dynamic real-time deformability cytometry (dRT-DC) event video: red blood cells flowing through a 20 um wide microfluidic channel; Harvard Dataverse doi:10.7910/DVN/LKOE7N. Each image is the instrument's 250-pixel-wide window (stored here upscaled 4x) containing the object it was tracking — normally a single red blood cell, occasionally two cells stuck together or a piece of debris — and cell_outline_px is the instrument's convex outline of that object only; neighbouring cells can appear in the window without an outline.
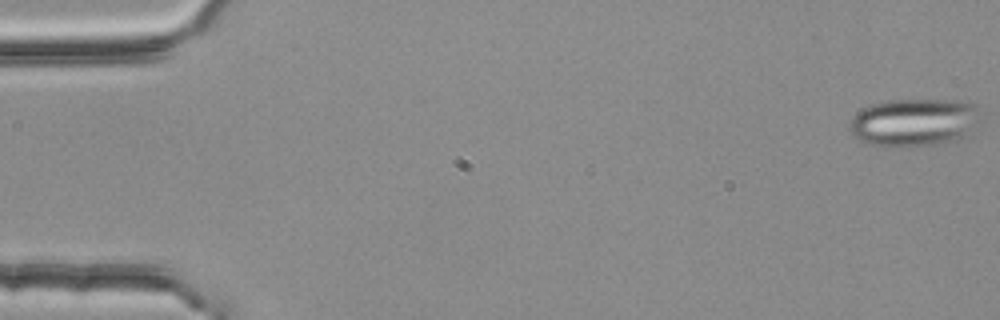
{"species": "common noctule bat (a hibernating species)", "species_latin": "Nyctalus noctula", "temperature_condition": "room temperature", "stored_images_in_passage": 51, "camera_frame_rate_fps": 3000, "um_per_image_px": 0.085, "animal": {"sex": "female", "body_mass_g": 25.1}, "frame": {"image": 1, "passage_image": 1, "time_ms": 0.0, "image_size_px": [1000, 320], "cell_outline_px": [[980, 120], [968, 136], [956, 140], [932, 144], [872, 144], [860, 140], [852, 132], [852, 116], [868, 104], [892, 100], [956, 100], [976, 104]], "centroid_in_image_um": [77.77, 10.35], "position_along_channel_um": 7.2, "area_um2": 35.66}}
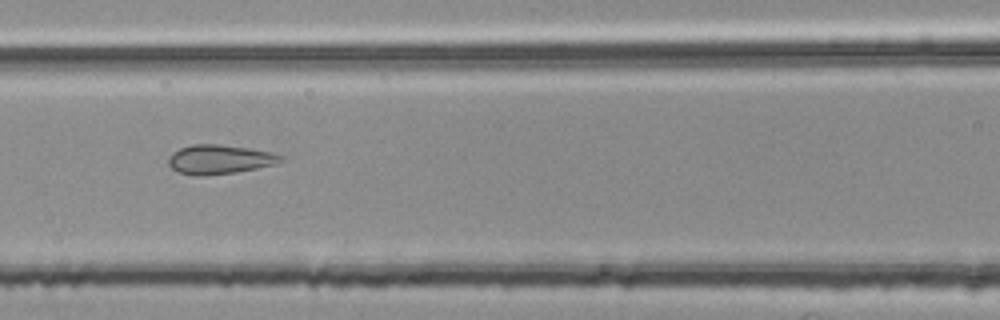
{"frame": {"image": 2, "passage_image": 24, "time_ms": 7.667, "image_size_px": [1000, 320], "cell_outline_px": [[284, 160], [276, 164], [236, 172], [204, 176], [196, 176], [180, 172], [172, 168], [168, 164], [168, 160], [172, 152], [180, 148], [192, 144], [220, 144], [248, 148], [272, 152], [284, 156]], "centroid_in_image_um": [18.68, 13.54], "position_along_channel_um": 147.9, "area_um2": 19.19}}
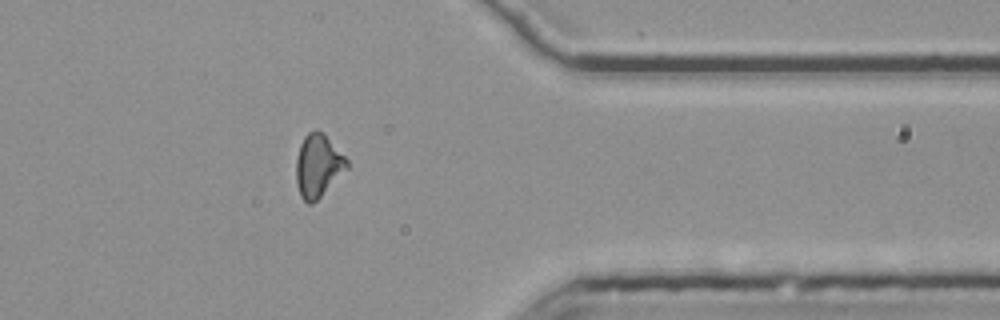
{"frame": {"image": 3, "passage_image": 44, "time_ms": 14.333, "image_size_px": [1000, 320], "cell_outline_px": [[348, 168], [312, 204], [308, 204], [300, 196], [296, 184], [296, 160], [300, 144], [304, 136], [308, 132], [316, 128], [324, 132], [348, 160]], "centroid_in_image_um": [27.02, 14.05], "position_along_channel_um": 384.4, "area_um2": 18.67}}